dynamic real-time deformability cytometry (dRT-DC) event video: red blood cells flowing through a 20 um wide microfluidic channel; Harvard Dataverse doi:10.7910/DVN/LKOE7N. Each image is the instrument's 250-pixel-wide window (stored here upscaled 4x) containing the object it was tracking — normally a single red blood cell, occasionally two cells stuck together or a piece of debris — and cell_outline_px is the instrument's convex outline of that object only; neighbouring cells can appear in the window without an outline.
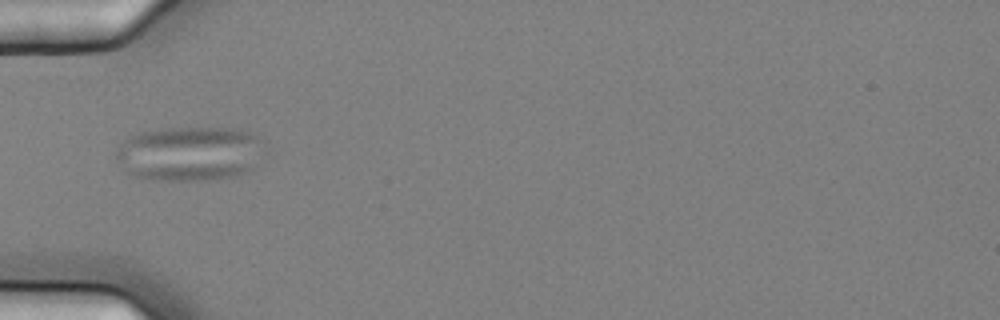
{"species": "common noctule bat (a hibernating species)", "species_latin": "Nyctalus noctula", "temperature_condition": "cold", "stored_images_in_passage": 7, "camera_frame_rate_fps": 3000, "um_per_image_px": 0.085, "animal": {"sex": "female", "body_mass_g": 25.1}, "frame": {"image": 1, "passage_image": 1, "time_ms": 0.0, "image_size_px": [1000, 320], "cell_outline_px": [[260, 144], [252, 168], [236, 176], [204, 180], [156, 180], [132, 176], [124, 172], [116, 156], [116, 152], [120, 144], [124, 140], [136, 132], [160, 128], [240, 128], [256, 136], [260, 140]], "centroid_in_image_um": [16.0, 13.05], "position_along_channel_um": 69.0, "area_um2": 46.93}}
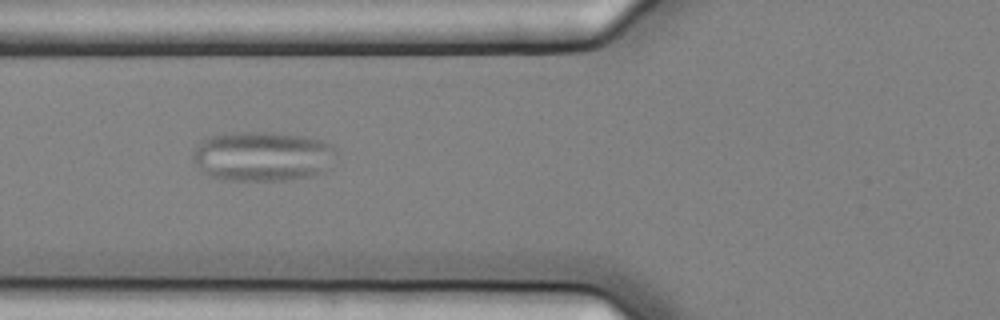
{"frame": {"image": 2, "passage_image": 2, "time_ms": 0.333, "image_size_px": [1000, 320], "cell_outline_px": [[336, 152], [324, 172], [312, 176], [284, 180], [224, 180], [208, 176], [192, 160], [192, 152], [200, 140], [212, 136], [232, 132], [272, 132], [304, 136], [324, 140], [332, 144], [336, 148]], "centroid_in_image_um": [22.3, 13.27], "position_along_channel_um": 103.5, "area_um2": 41.91}}
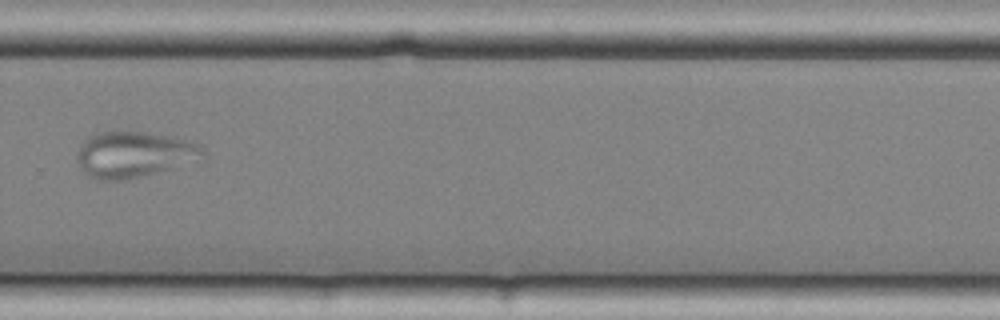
{"frame": {"image": 3, "passage_image": 7, "time_ms": 2.0, "image_size_px": [1000, 320], "cell_outline_px": [[204, 160], [128, 180], [96, 180], [88, 176], [80, 168], [76, 160], [76, 152], [80, 144], [84, 140], [100, 132], [144, 132], [188, 140], [204, 148]], "centroid_in_image_um": [11.39, 13.16], "position_along_channel_um": 318.4, "area_um2": 33.99}}